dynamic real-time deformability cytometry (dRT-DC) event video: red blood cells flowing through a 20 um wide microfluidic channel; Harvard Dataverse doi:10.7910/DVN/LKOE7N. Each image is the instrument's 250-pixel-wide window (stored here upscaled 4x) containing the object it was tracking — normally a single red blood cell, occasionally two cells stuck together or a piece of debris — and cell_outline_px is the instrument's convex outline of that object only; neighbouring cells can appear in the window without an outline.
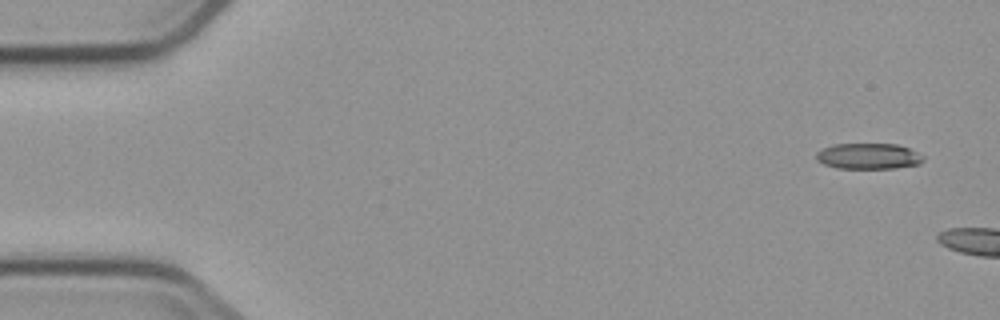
{"species": "common noctule bat (a hibernating species)", "species_latin": "Nyctalus noctula", "temperature_condition": "cold", "stored_images_in_passage": 2, "camera_frame_rate_fps": 3000, "um_per_image_px": 0.085, "animal": {"sex": "male", "body_mass_g": 23.1, "forearm_length_mm": 52.7}, "frame": {"image": 1, "passage_image": 1, "time_ms": 0.0, "image_size_px": [1000, 320], "cell_outline_px": [[924, 160], [920, 164], [896, 168], [836, 168], [824, 164], [816, 160], [816, 152], [820, 148], [832, 144], [896, 144], [908, 148], [924, 156]], "centroid_in_image_um": [73.79, 13.27], "position_along_channel_um": 11.2, "area_um2": 16.24}}